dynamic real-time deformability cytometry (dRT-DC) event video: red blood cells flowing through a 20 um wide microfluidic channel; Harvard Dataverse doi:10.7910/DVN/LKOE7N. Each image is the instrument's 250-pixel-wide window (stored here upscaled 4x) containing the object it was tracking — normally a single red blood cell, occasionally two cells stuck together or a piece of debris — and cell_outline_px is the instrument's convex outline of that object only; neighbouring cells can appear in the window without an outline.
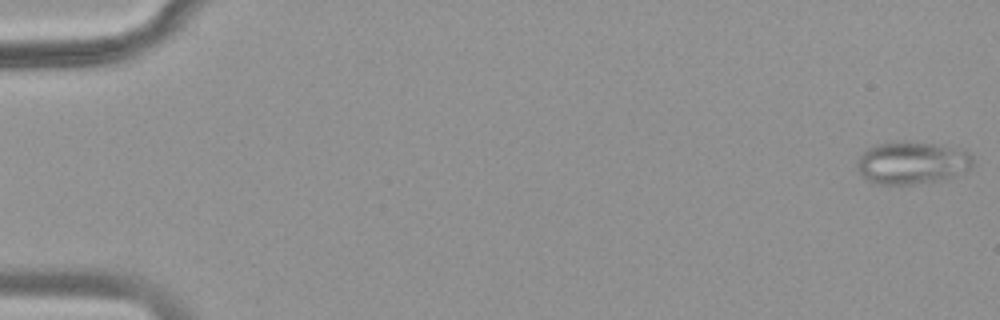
{"species": "common noctule bat (a hibernating species)", "species_latin": "Nyctalus noctula", "temperature_condition": "warm", "stored_images_in_passage": 8, "camera_frame_rate_fps": 3000, "um_per_image_px": 0.085, "animal": {"sex": "female", "body_mass_g": 18.4}, "frame": {"image": 1, "passage_image": 1, "time_ms": 0.0, "image_size_px": [1000, 320], "cell_outline_px": [[972, 168], [948, 180], [912, 184], [872, 184], [856, 168], [856, 160], [868, 148], [876, 144], [940, 144], [968, 152], [972, 156]], "centroid_in_image_um": [77.55, 13.89], "position_along_channel_um": 7.5, "area_um2": 28.26}}